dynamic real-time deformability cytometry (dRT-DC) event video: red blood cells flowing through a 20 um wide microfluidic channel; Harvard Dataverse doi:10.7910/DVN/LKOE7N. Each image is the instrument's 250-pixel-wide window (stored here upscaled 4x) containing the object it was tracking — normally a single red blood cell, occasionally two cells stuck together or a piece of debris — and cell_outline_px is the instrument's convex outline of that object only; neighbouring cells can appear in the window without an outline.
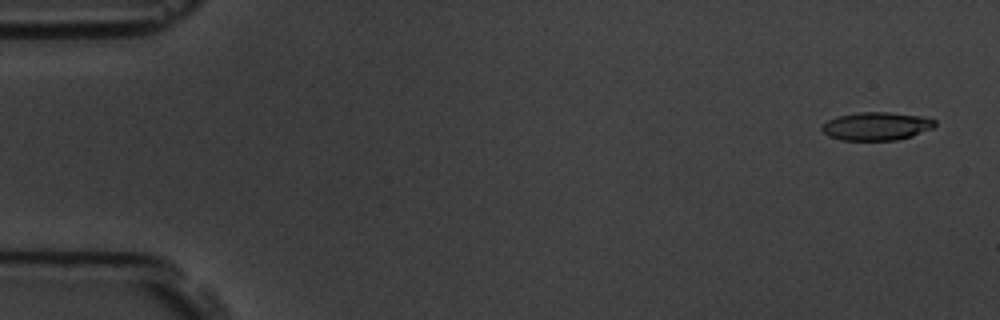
{"species": "common noctule bat (a hibernating species)", "species_latin": "Nyctalus noctula", "temperature_condition": "room temperature", "stored_images_in_passage": 4, "camera_frame_rate_fps": 3000, "um_per_image_px": 0.085, "animal": {"sex": "male", "body_mass_g": 19.5, "forearm_length_mm": 54.6}, "frame": {"image": 1, "passage_image": 1, "time_ms": 0.0, "image_size_px": [1000, 320], "cell_outline_px": [[936, 124], [932, 128], [912, 136], [896, 140], [840, 140], [828, 136], [820, 128], [828, 120], [836, 116], [860, 112], [888, 112], [920, 116], [936, 120]], "centroid_in_image_um": [74.48, 10.73], "position_along_channel_um": 10.5, "area_um2": 18.5}}
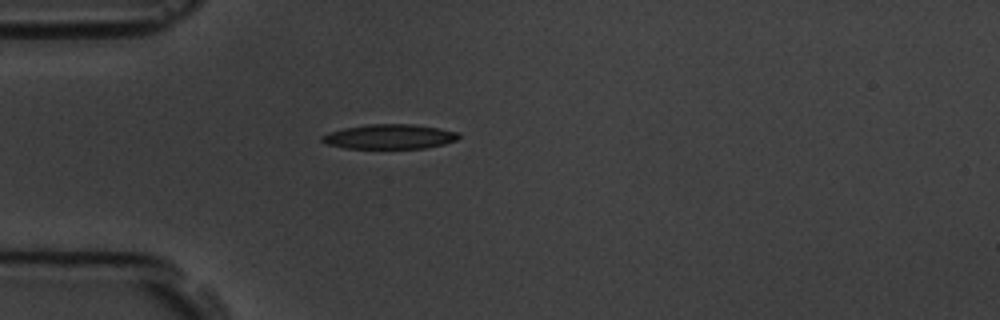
{"frame": {"image": 2, "passage_image": 4, "time_ms": 4.333, "image_size_px": [1000, 320], "cell_outline_px": [[460, 136], [456, 140], [444, 144], [424, 148], [344, 148], [328, 144], [320, 140], [320, 136], [328, 132], [344, 128], [368, 124], [412, 124], [440, 128], [460, 132]], "centroid_in_image_um": [33.11, 11.61], "position_along_channel_um": 51.9, "area_um2": 19.71}}